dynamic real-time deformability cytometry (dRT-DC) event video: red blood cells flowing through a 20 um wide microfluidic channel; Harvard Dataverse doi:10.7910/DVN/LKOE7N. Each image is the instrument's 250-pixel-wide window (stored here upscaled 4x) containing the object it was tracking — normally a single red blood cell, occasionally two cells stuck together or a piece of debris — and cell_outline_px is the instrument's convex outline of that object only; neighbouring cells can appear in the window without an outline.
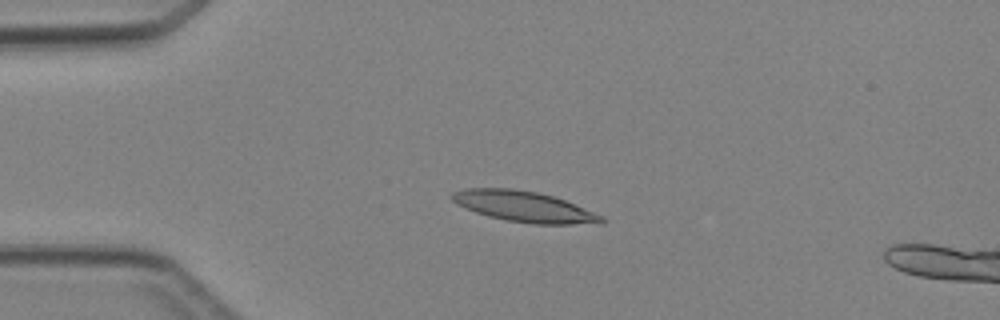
{"species": "Egyptian fruit bat (a non-hibernating species)", "species_latin": "Rousettus aegyptiacus", "temperature_condition": "cold", "stored_images_in_passage": 5, "camera_frame_rate_fps": 3000, "um_per_image_px": 0.085, "animal": {"sex": "female"}, "frame": {"image": 1, "passage_image": 3, "time_ms": 2.333, "image_size_px": [1000, 320], "cell_outline_px": [[604, 224], [532, 224], [508, 220], [488, 216], [476, 212], [456, 204], [448, 196], [452, 192], [464, 188], [512, 188], [536, 192], [552, 196], [564, 200], [604, 216]], "centroid_in_image_um": [44.53, 17.56], "position_along_channel_um": 40.5, "area_um2": 26.76}}